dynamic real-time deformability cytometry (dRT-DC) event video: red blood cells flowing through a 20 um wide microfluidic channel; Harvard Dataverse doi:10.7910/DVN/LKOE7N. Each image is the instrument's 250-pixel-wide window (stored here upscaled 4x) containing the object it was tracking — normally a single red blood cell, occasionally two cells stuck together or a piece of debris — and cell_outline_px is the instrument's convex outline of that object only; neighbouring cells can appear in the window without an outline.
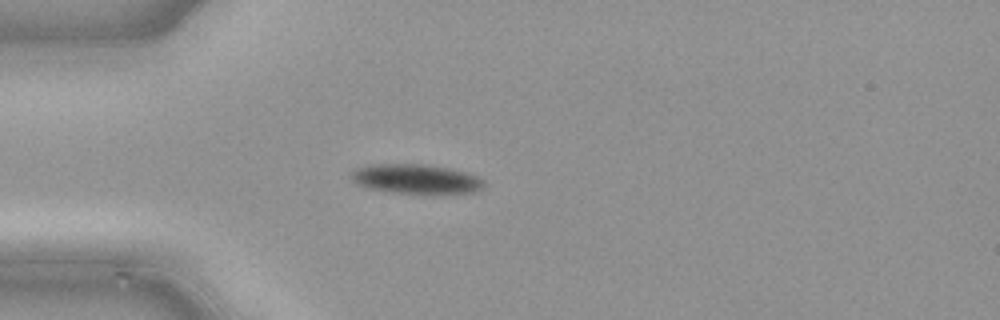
{"species": "common noctule bat (a hibernating species)", "species_latin": "Nyctalus noctula", "temperature_condition": "cold", "stored_images_in_passage": 48, "camera_frame_rate_fps": 3000, "um_per_image_px": 0.085, "animal": {"sex": "male", "body_mass_g": 21.5, "forearm_length_mm": 52.0}, "frame": {"image": 1, "passage_image": 13, "time_ms": 4.0, "image_size_px": [1000, 320], "cell_outline_px": [[484, 184], [480, 188], [472, 192], [424, 196], [388, 192], [368, 188], [356, 184], [348, 176], [356, 168], [368, 164], [424, 164], [448, 168], [464, 172], [476, 176], [484, 180]], "centroid_in_image_um": [35.31, 15.25], "position_along_channel_um": 49.7, "area_um2": 23.58}}
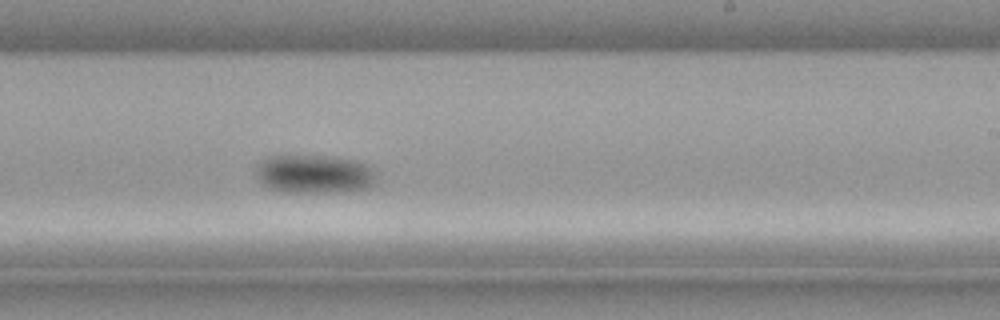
{"frame": {"image": 2, "passage_image": 29, "time_ms": 9.333, "image_size_px": [1000, 320], "cell_outline_px": [[376, 180], [368, 188], [340, 192], [284, 192], [272, 188], [264, 184], [256, 176], [256, 168], [268, 156], [320, 156], [352, 160], [364, 164], [372, 168], [376, 176]], "centroid_in_image_um": [26.72, 14.81], "position_along_channel_um": 262.3, "area_um2": 26.59}}
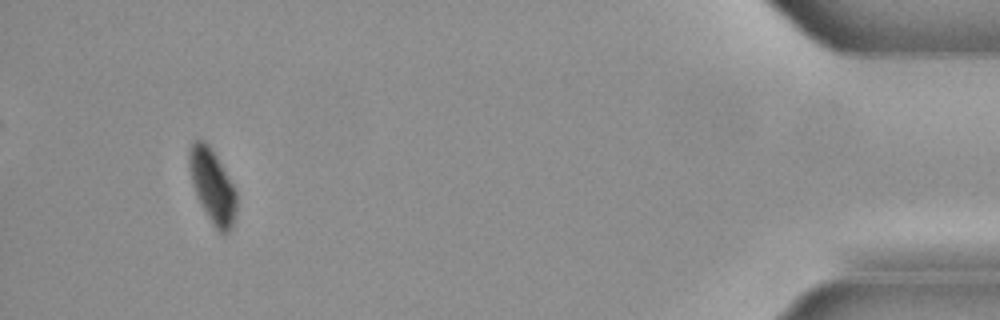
{"frame": {"image": 3, "passage_image": 45, "time_ms": 14.667, "image_size_px": [1000, 320], "cell_outline_px": [[236, 208], [232, 224], [228, 232], [216, 232], [200, 204], [192, 184], [188, 168], [188, 148], [192, 140], [204, 140], [208, 144], [216, 156], [232, 184], [236, 192]], "centroid_in_image_um": [18.0, 15.79], "position_along_channel_um": 417.2, "area_um2": 20.29}}